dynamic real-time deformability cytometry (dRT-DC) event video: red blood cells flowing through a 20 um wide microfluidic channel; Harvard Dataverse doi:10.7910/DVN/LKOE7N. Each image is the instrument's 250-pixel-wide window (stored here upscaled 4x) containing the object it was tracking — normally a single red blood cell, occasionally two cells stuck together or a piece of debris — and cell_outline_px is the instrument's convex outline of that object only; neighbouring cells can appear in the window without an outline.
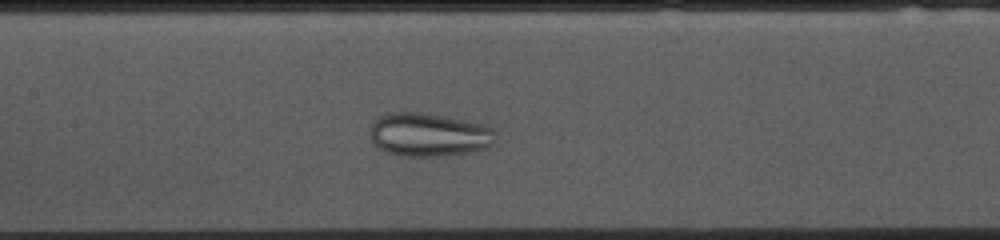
{"species": "common noctule bat (a hibernating species)", "species_latin": "Nyctalus noctula", "temperature_condition": "cold", "stored_images_in_passage": 46, "camera_frame_rate_fps": 3000, "um_per_image_px": 0.085, "animal": {"sex": "female", "body_mass_g": 10.0, "forearm_length_mm": 53.1}, "frame": {"image": 1, "passage_image": 23, "time_ms": 7.333, "image_size_px": [1000, 240], "cell_outline_px": [[492, 144], [488, 148], [472, 152], [444, 156], [400, 156], [384, 152], [372, 140], [368, 132], [372, 124], [380, 116], [396, 112], [416, 112], [444, 116], [488, 124], [492, 128]], "centroid_in_image_um": [36.45, 11.46], "position_along_channel_um": 171.0, "area_um2": 31.85}}
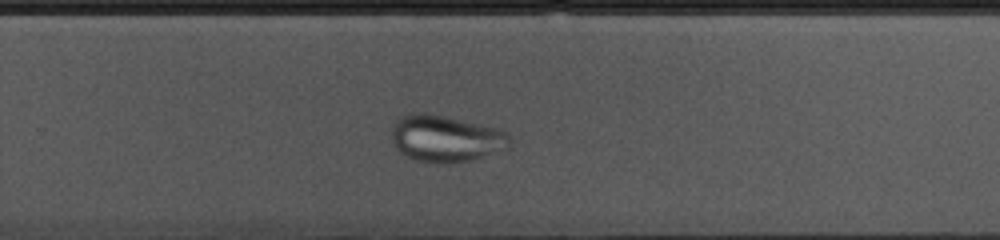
{"frame": {"image": 2, "passage_image": 33, "time_ms": 10.667, "image_size_px": [1000, 240], "cell_outline_px": [[508, 148], [472, 160], [416, 160], [400, 152], [396, 148], [392, 140], [392, 124], [396, 120], [412, 112], [428, 112], [496, 128], [504, 132], [508, 136]], "centroid_in_image_um": [37.84, 11.72], "position_along_channel_um": 292.0, "area_um2": 31.1}}
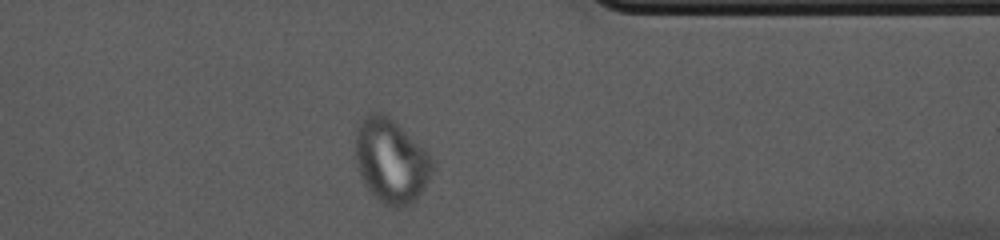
{"frame": {"image": 3, "passage_image": 41, "time_ms": 13.333, "image_size_px": [1000, 240], "cell_outline_px": [[436, 160], [432, 172], [420, 192], [404, 208], [396, 208], [384, 204], [364, 184], [356, 160], [356, 128], [364, 116], [368, 112], [384, 112], [424, 148]], "centroid_in_image_um": [33.24, 13.63], "position_along_channel_um": 378.2, "area_um2": 37.34}}